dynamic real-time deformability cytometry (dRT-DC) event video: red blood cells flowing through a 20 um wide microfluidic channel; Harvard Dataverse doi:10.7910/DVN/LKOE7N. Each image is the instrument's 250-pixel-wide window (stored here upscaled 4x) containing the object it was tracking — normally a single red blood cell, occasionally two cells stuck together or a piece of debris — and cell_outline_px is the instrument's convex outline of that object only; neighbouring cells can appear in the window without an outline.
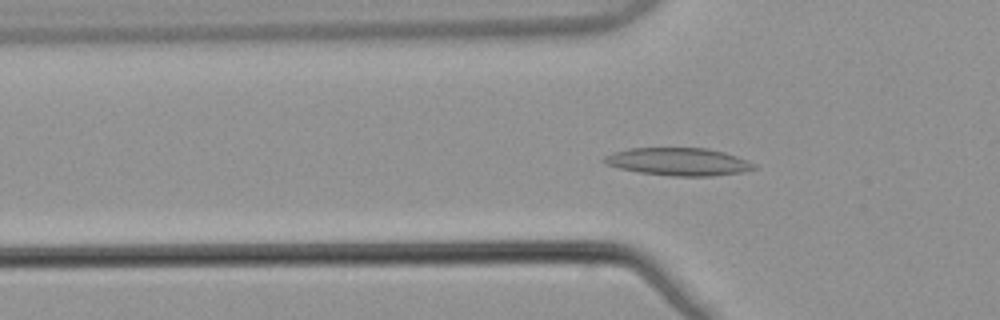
{"species": "common noctule bat (a hibernating species)", "species_latin": "Nyctalus noctula", "temperature_condition": "warm", "stored_images_in_passage": 49, "camera_frame_rate_fps": 3000, "um_per_image_px": 0.085, "animal": {"sex": "male", "body_mass_g": 21.5, "forearm_length_mm": 52.0}, "frame": {"image": 1, "passage_image": 14, "time_ms": 4.333, "image_size_px": [1000, 320], "cell_outline_px": [[760, 168], [740, 172], [712, 176], [672, 176], [640, 172], [620, 168], [608, 164], [600, 160], [604, 156], [612, 152], [628, 148], [708, 148], [724, 152], [748, 160], [756, 164]], "centroid_in_image_um": [57.69, 13.74], "position_along_channel_um": 68.1, "area_um2": 24.28}}
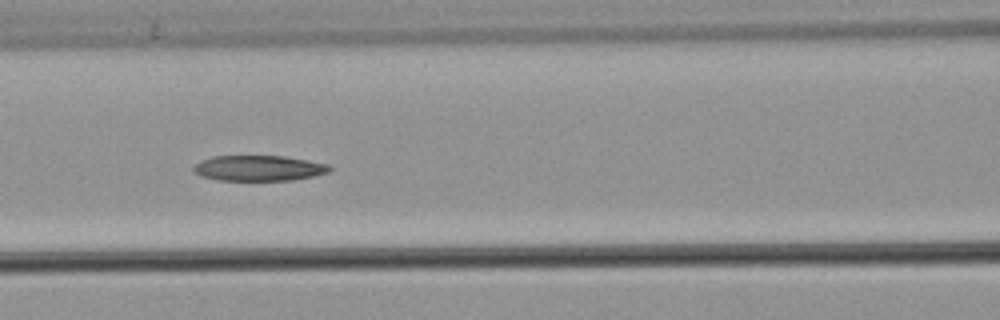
{"frame": {"image": 2, "passage_image": 20, "time_ms": 6.333, "image_size_px": [1000, 320], "cell_outline_px": [[332, 168], [328, 172], [312, 176], [292, 180], [216, 180], [200, 176], [192, 172], [192, 168], [200, 160], [212, 156], [284, 156], [308, 160], [328, 164]], "centroid_in_image_um": [21.94, 14.29], "position_along_channel_um": 144.7, "area_um2": 20.29}}
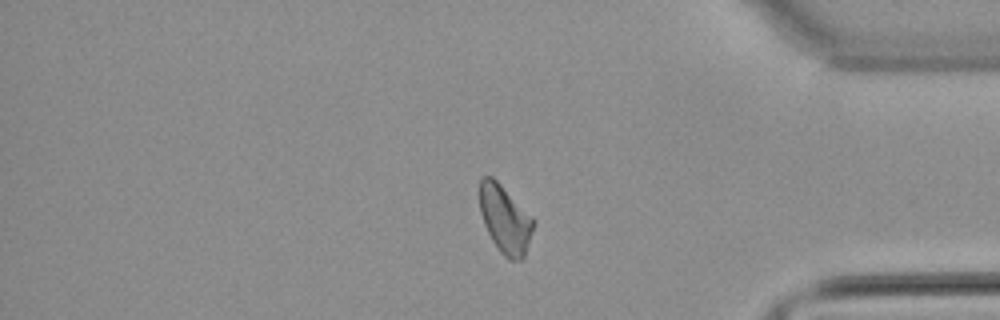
{"frame": {"image": 3, "passage_image": 41, "time_ms": 13.333, "image_size_px": [1000, 320], "cell_outline_px": [[536, 220], [524, 260], [508, 260], [500, 252], [492, 240], [484, 224], [480, 212], [480, 176], [492, 176]], "centroid_in_image_um": [42.95, 18.67], "position_along_channel_um": 392.3, "area_um2": 21.39}}